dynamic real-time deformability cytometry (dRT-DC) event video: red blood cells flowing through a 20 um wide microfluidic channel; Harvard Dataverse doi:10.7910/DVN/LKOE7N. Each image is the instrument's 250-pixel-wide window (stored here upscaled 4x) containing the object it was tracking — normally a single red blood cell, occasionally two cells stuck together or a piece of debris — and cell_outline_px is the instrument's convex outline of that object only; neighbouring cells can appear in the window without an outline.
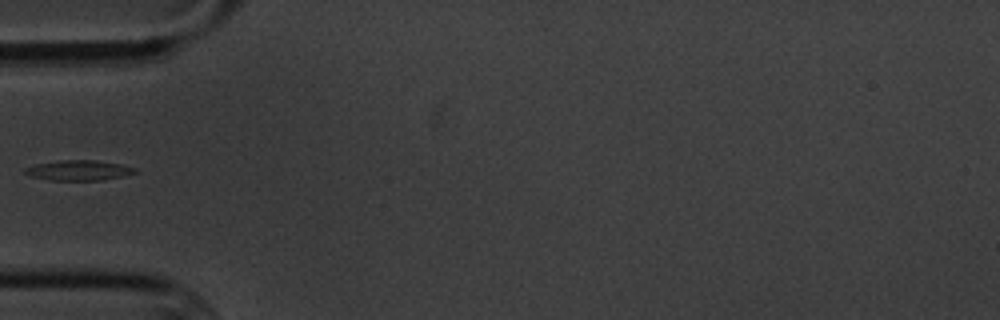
{"species": "common noctule bat (a hibernating species)", "species_latin": "Nyctalus noctula", "temperature_condition": "cold", "stored_images_in_passage": 3, "camera_frame_rate_fps": 3000, "um_per_image_px": 0.085, "animal": {"sex": "male", "body_mass_g": 20.1, "forearm_length_mm": 53.5}, "frame": {"image": 1, "passage_image": 1, "time_ms": 0.0, "image_size_px": [1000, 320], "cell_outline_px": [[136, 172], [124, 176], [104, 180], [52, 180], [28, 176], [24, 172], [24, 168], [36, 164], [60, 160], [96, 160], [124, 164], [136, 168]], "centroid_in_image_um": [6.71, 14.47], "position_along_channel_um": 78.3, "area_um2": 13.06}}
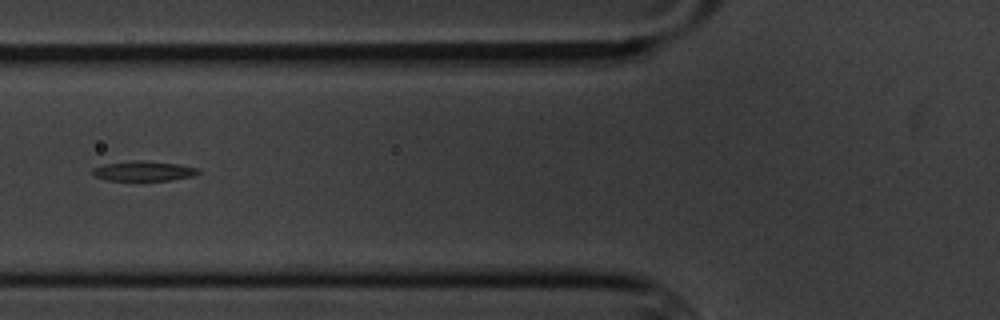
{"frame": {"image": 2, "passage_image": 2, "time_ms": 1.0, "image_size_px": [1000, 320], "cell_outline_px": [[200, 172], [192, 176], [172, 180], [108, 180], [96, 176], [92, 172], [92, 168], [104, 164], [144, 160], [176, 164], [200, 168]], "centroid_in_image_um": [12.24, 14.54], "position_along_channel_um": 113.6, "area_um2": 12.02}}
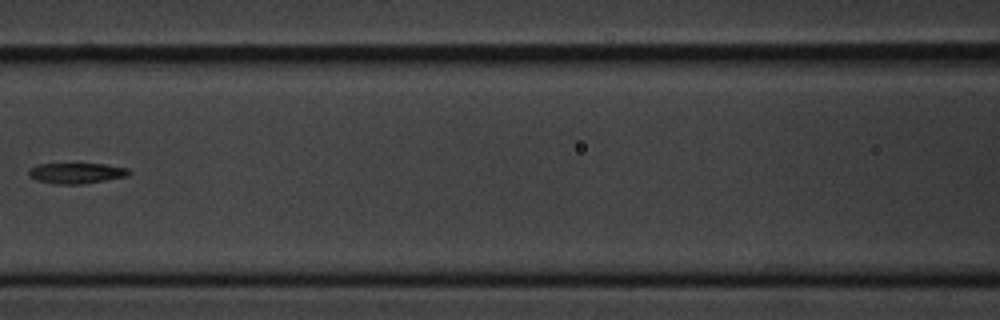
{"frame": {"image": 3, "passage_image": 3, "time_ms": 2.333, "image_size_px": [1000, 320], "cell_outline_px": [[132, 172], [128, 176], [80, 184], [56, 184], [36, 180], [28, 176], [28, 168], [36, 164], [104, 164], [128, 168]], "centroid_in_image_um": [6.46, 14.71], "position_along_channel_um": 160.1, "area_um2": 12.08}}